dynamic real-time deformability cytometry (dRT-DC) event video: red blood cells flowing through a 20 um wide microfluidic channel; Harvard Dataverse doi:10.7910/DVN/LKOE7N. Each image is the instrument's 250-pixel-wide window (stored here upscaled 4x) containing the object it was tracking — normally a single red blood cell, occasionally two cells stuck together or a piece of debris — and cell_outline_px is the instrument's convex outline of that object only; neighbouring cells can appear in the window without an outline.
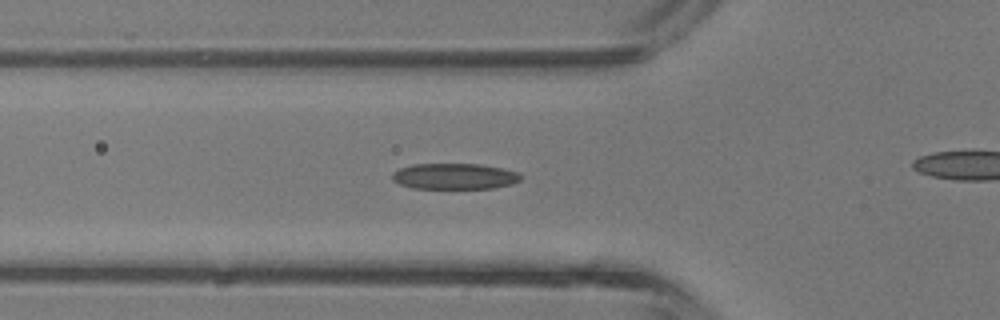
{"species": "common noctule bat (a hibernating species)", "species_latin": "Nyctalus noctula", "temperature_condition": "room temperature", "stored_images_in_passage": 24, "camera_frame_rate_fps": 3000, "um_per_image_px": 0.085, "animal": {"sex": "male", "body_mass_g": 13.3}, "frame": {"image": 1, "passage_image": 5, "time_ms": 1.333, "image_size_px": [1000, 320], "cell_outline_px": [[520, 180], [512, 184], [492, 188], [412, 188], [400, 184], [392, 180], [392, 172], [400, 168], [412, 164], [480, 164], [500, 168], [516, 172], [520, 176]], "centroid_in_image_um": [38.58, 14.98], "position_along_channel_um": 87.2, "area_um2": 19.25}}
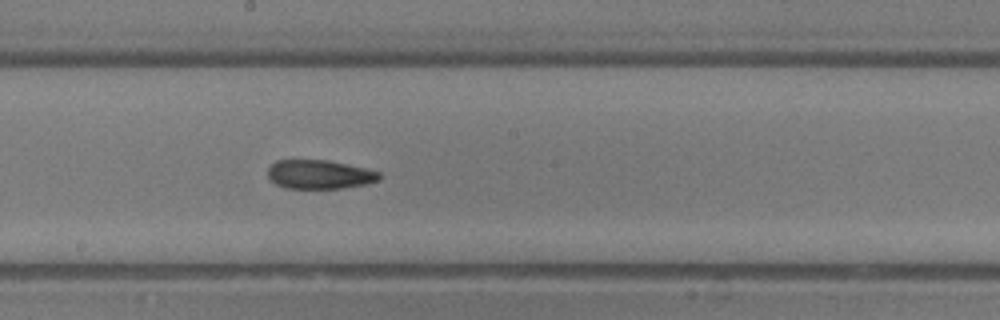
{"frame": {"image": 2, "passage_image": 13, "time_ms": 4.0, "image_size_px": [1000, 320], "cell_outline_px": [[380, 180], [368, 184], [340, 188], [288, 188], [276, 184], [268, 176], [268, 168], [276, 160], [328, 160], [348, 164], [380, 172]], "centroid_in_image_um": [27.18, 14.82], "position_along_channel_um": 221.0, "area_um2": 18.73}}
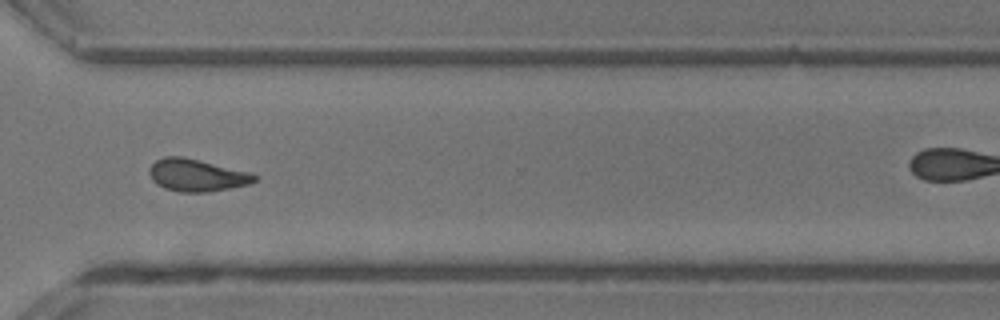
{"frame": {"image": 3, "passage_image": 21, "time_ms": 6.667, "image_size_px": [1000, 320], "cell_outline_px": [[256, 180], [248, 184], [208, 192], [180, 192], [164, 188], [156, 184], [152, 180], [148, 172], [148, 168], [156, 160], [164, 156], [184, 156], [248, 172], [256, 176]], "centroid_in_image_um": [16.65, 14.88], "position_along_channel_um": 354.0, "area_um2": 19.71}}